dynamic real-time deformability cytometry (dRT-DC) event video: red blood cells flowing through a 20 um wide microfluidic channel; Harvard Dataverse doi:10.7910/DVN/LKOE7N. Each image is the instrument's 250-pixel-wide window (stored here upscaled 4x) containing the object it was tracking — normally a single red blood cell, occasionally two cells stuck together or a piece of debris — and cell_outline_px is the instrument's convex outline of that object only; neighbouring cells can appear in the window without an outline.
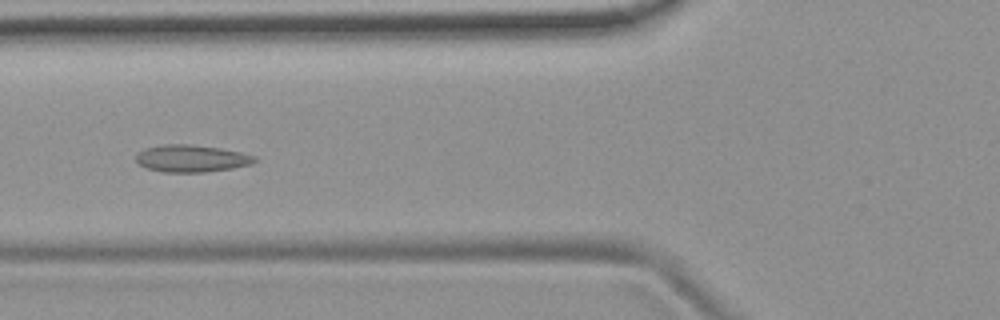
{"species": "common noctule bat (a hibernating species)", "species_latin": "Nyctalus noctula", "temperature_condition": "room temperature", "stored_images_in_passage": 54, "camera_frame_rate_fps": 3000, "um_per_image_px": 0.085, "animal": {"sex": "female", "body_mass_g": 19.9}, "frame": {"image": 1, "passage_image": 21, "time_ms": 6.667, "image_size_px": [1000, 320], "cell_outline_px": [[260, 160], [252, 164], [232, 168], [204, 172], [164, 172], [148, 168], [140, 164], [136, 160], [136, 152], [144, 148], [164, 144], [188, 144], [216, 148], [240, 152], [256, 156]], "centroid_in_image_um": [16.28, 13.47], "position_along_channel_um": 109.5, "area_um2": 18.73}}
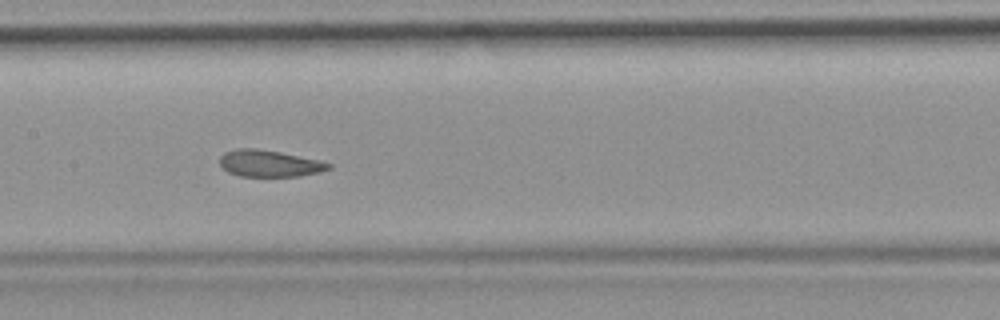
{"frame": {"image": 2, "passage_image": 27, "time_ms": 8.667, "image_size_px": [1000, 320], "cell_outline_px": [[332, 168], [320, 172], [300, 176], [240, 176], [228, 172], [220, 164], [220, 156], [224, 152], [236, 148], [256, 148], [280, 152], [320, 160], [332, 164]], "centroid_in_image_um": [22.91, 13.89], "position_along_channel_um": 184.5, "area_um2": 16.99}}
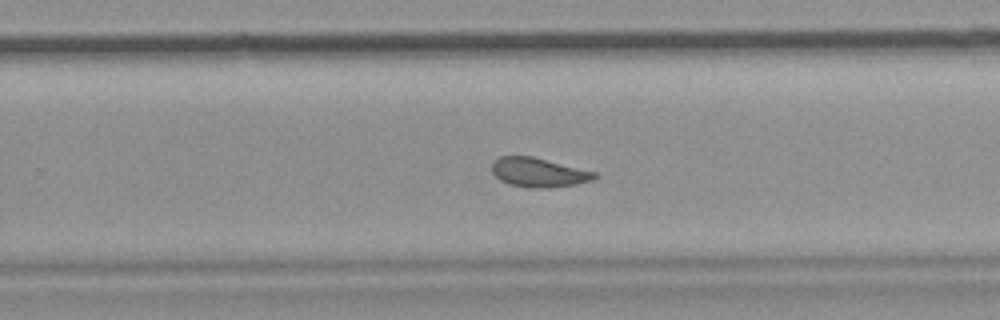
{"frame": {"image": 3, "passage_image": 35, "time_ms": 11.333, "image_size_px": [1000, 320], "cell_outline_px": [[600, 176], [592, 180], [576, 184], [548, 188], [528, 188], [508, 184], [500, 180], [492, 172], [492, 164], [500, 156], [532, 156], [596, 172]], "centroid_in_image_um": [45.79, 14.67], "position_along_channel_um": 284.0, "area_um2": 17.51}, "authors_computed_cell_mechanics": {"area_um2": 18.7561, "velocity_mm_per_s": 3.745, "shape_relaxation_time_tau1_ms": 9.4989, "shape_relaxation_time_tau2_ms": 2.3921, "deformation_change_tau1": 0.1653, "deformation_change_tau2": 0.0929}}